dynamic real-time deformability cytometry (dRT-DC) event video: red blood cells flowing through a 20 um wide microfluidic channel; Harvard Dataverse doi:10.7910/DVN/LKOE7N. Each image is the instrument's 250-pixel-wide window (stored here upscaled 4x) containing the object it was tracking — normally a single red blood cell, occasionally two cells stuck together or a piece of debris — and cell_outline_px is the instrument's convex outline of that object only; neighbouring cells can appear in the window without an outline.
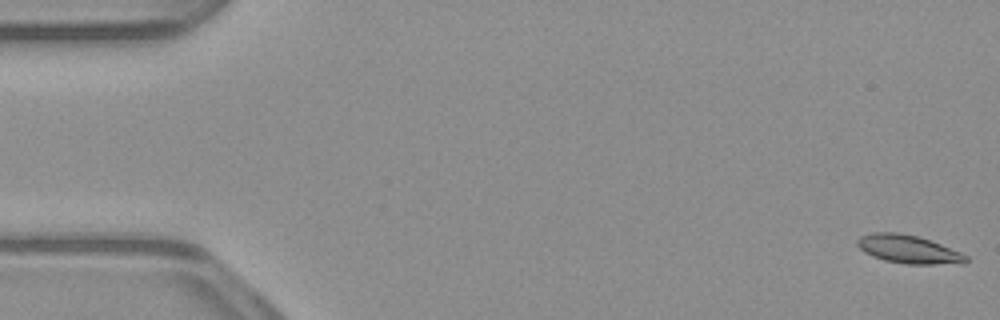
{"species": "common noctule bat (a hibernating species)", "species_latin": "Nyctalus noctula", "temperature_condition": "warm", "stored_images_in_passage": 53, "camera_frame_rate_fps": 3000, "um_per_image_px": 0.085, "animal": {"sex": "male", "body_mass_g": 23.1, "forearm_length_mm": 52.7}, "frame": {"image": 1, "passage_image": 1, "time_ms": 0.0, "image_size_px": [1000, 320], "cell_outline_px": [[968, 260], [964, 264], [904, 264], [884, 260], [872, 256], [864, 252], [856, 244], [856, 240], [860, 236], [872, 232], [896, 232], [916, 236], [940, 244], [960, 252], [968, 256]], "centroid_in_image_um": [77.2, 21.2], "position_along_channel_um": 7.8, "area_um2": 17.92}}
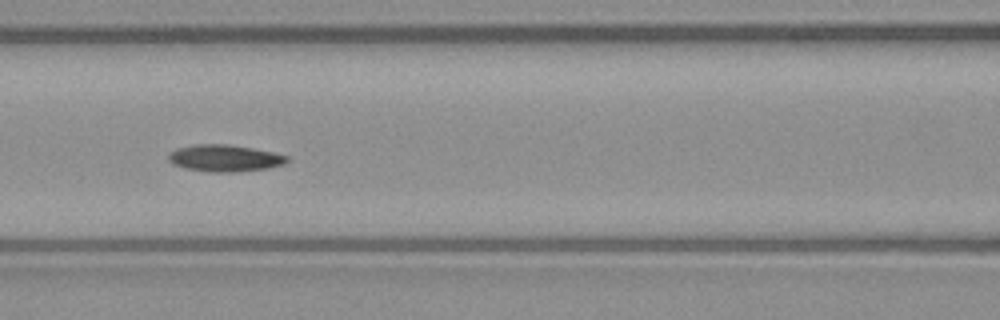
{"frame": {"image": 2, "passage_image": 23, "time_ms": 7.333, "image_size_px": [1000, 320], "cell_outline_px": [[288, 160], [284, 164], [268, 168], [232, 172], [212, 172], [184, 168], [172, 164], [168, 160], [168, 156], [176, 148], [192, 144], [228, 144], [252, 148], [272, 152], [288, 156]], "centroid_in_image_um": [19.07, 13.44], "position_along_channel_um": 147.5, "area_um2": 18.5}}
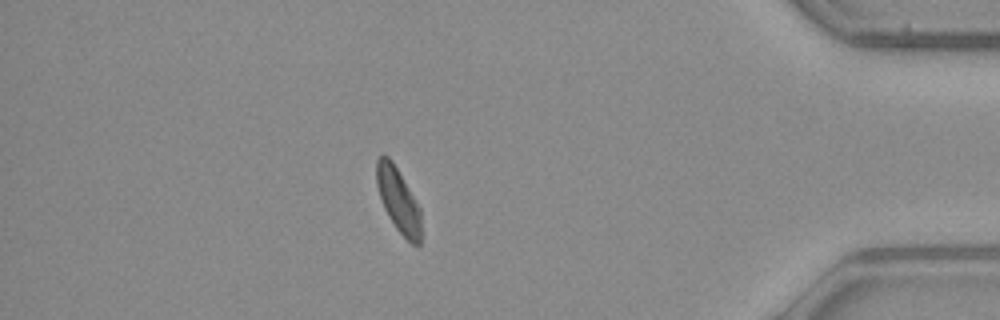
{"frame": {"image": 3, "passage_image": 46, "time_ms": 15.0, "image_size_px": [1000, 320], "cell_outline_px": [[420, 244], [412, 244], [396, 228], [388, 216], [384, 208], [376, 184], [376, 160], [380, 156], [388, 156], [392, 160], [420, 208]], "centroid_in_image_um": [33.83, 16.99], "position_along_channel_um": 401.4, "area_um2": 16.3}, "authors_computed_cell_mechanics": {"area_um2": 17.918, "velocity_mm_per_s": 3.907, "shape_relaxation_time_tau1_ms": 4.8836, "shape_relaxation_time_tau2_ms": null, "deformation_change_tau1": 0.1253, "deformation_change_tau2": null}}